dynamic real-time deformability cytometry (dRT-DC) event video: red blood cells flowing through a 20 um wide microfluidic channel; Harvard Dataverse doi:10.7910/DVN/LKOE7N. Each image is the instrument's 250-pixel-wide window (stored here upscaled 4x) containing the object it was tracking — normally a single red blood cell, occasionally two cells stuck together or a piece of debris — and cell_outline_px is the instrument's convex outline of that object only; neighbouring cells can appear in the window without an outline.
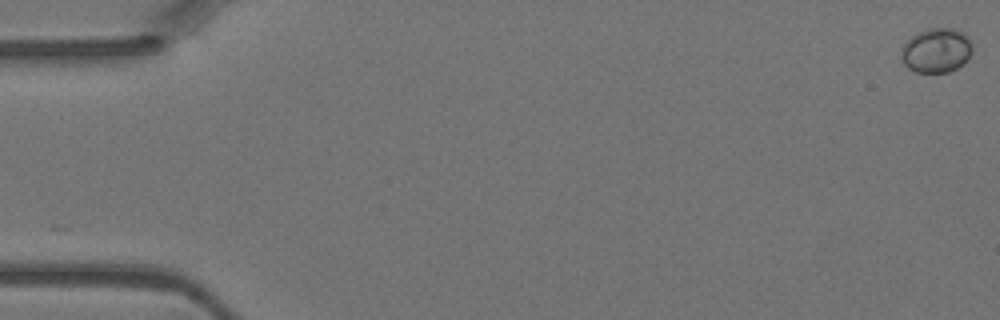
{"species": "Egyptian fruit bat (a non-hibernating species)", "species_latin": "Rousettus aegyptiacus", "temperature_condition": "warm", "stored_images_in_passage": 47, "camera_frame_rate_fps": 3000, "um_per_image_px": 0.085, "animal": {"sex": "female"}, "frame": {"image": 1, "passage_image": 1, "time_ms": 0.0, "image_size_px": [1000, 320], "cell_outline_px": [[972, 52], [964, 64], [948, 72], [916, 72], [908, 68], [900, 60], [900, 48], [916, 32], [928, 28], [952, 28], [964, 32], [968, 36], [972, 44]], "centroid_in_image_um": [79.58, 4.28], "position_along_channel_um": 5.4, "area_um2": 18.79}}
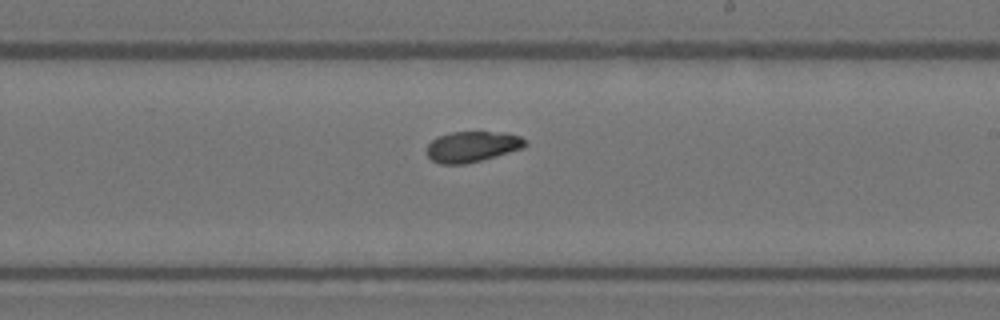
{"frame": {"image": 2, "passage_image": 28, "time_ms": 9.0, "image_size_px": [1000, 320], "cell_outline_px": [[528, 144], [524, 148], [496, 156], [464, 164], [440, 164], [432, 160], [428, 156], [428, 144], [436, 136], [452, 132], [504, 132], [520, 136]], "centroid_in_image_um": [40.15, 12.45], "position_along_channel_um": 248.9, "area_um2": 17.57}}
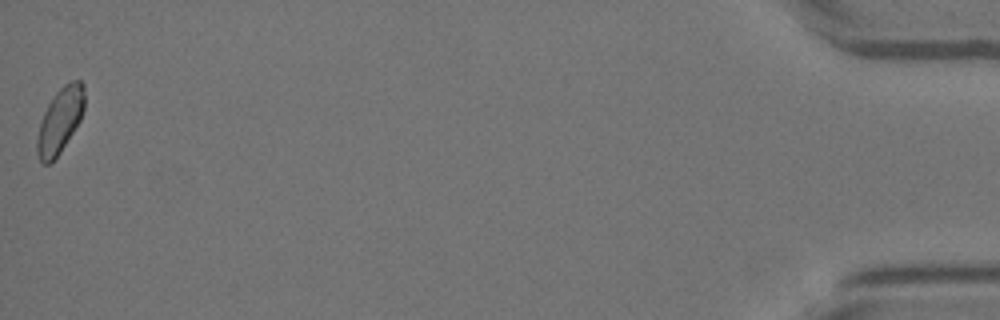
{"frame": {"image": 3, "passage_image": 47, "time_ms": 15.333, "image_size_px": [1000, 320], "cell_outline_px": [[84, 108], [80, 120], [60, 152], [52, 164], [44, 164], [40, 160], [36, 152], [36, 140], [40, 124], [44, 112], [48, 104], [56, 92], [64, 84], [72, 80], [80, 80], [84, 84]], "centroid_in_image_um": [5.09, 10.25], "position_along_channel_um": 430.1, "area_um2": 17.92}}